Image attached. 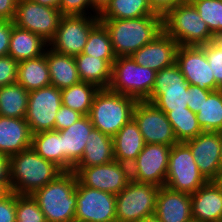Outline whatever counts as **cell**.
Returning <instances> with one entry per match:
<instances>
[{"label":"cell","mask_w":222,"mask_h":222,"mask_svg":"<svg viewBox=\"0 0 222 222\" xmlns=\"http://www.w3.org/2000/svg\"><path fill=\"white\" fill-rule=\"evenodd\" d=\"M9 157L0 153V182H10Z\"/></svg>","instance_id":"48"},{"label":"cell","mask_w":222,"mask_h":222,"mask_svg":"<svg viewBox=\"0 0 222 222\" xmlns=\"http://www.w3.org/2000/svg\"><path fill=\"white\" fill-rule=\"evenodd\" d=\"M211 90L202 89L198 86L189 85L188 88V101L187 105L188 108L193 113H198L200 110L202 104L204 103V100L207 99V97L212 93Z\"/></svg>","instance_id":"43"},{"label":"cell","mask_w":222,"mask_h":222,"mask_svg":"<svg viewBox=\"0 0 222 222\" xmlns=\"http://www.w3.org/2000/svg\"><path fill=\"white\" fill-rule=\"evenodd\" d=\"M144 16H163L154 11L148 0H110L99 19H134Z\"/></svg>","instance_id":"30"},{"label":"cell","mask_w":222,"mask_h":222,"mask_svg":"<svg viewBox=\"0 0 222 222\" xmlns=\"http://www.w3.org/2000/svg\"><path fill=\"white\" fill-rule=\"evenodd\" d=\"M94 129L88 115H83L70 127L60 130L62 135L63 171H73L81 160L87 138Z\"/></svg>","instance_id":"20"},{"label":"cell","mask_w":222,"mask_h":222,"mask_svg":"<svg viewBox=\"0 0 222 222\" xmlns=\"http://www.w3.org/2000/svg\"><path fill=\"white\" fill-rule=\"evenodd\" d=\"M94 16H99L110 3V0H91Z\"/></svg>","instance_id":"49"},{"label":"cell","mask_w":222,"mask_h":222,"mask_svg":"<svg viewBox=\"0 0 222 222\" xmlns=\"http://www.w3.org/2000/svg\"><path fill=\"white\" fill-rule=\"evenodd\" d=\"M214 41L216 43H218L219 45L222 46V31L218 32L215 36H214Z\"/></svg>","instance_id":"54"},{"label":"cell","mask_w":222,"mask_h":222,"mask_svg":"<svg viewBox=\"0 0 222 222\" xmlns=\"http://www.w3.org/2000/svg\"><path fill=\"white\" fill-rule=\"evenodd\" d=\"M140 222H161V221L155 214H152L150 216L145 217Z\"/></svg>","instance_id":"53"},{"label":"cell","mask_w":222,"mask_h":222,"mask_svg":"<svg viewBox=\"0 0 222 222\" xmlns=\"http://www.w3.org/2000/svg\"><path fill=\"white\" fill-rule=\"evenodd\" d=\"M200 47L205 51L216 85L222 89V46L212 40Z\"/></svg>","instance_id":"39"},{"label":"cell","mask_w":222,"mask_h":222,"mask_svg":"<svg viewBox=\"0 0 222 222\" xmlns=\"http://www.w3.org/2000/svg\"><path fill=\"white\" fill-rule=\"evenodd\" d=\"M16 82L28 92L51 85L46 51L40 57L19 62Z\"/></svg>","instance_id":"28"},{"label":"cell","mask_w":222,"mask_h":222,"mask_svg":"<svg viewBox=\"0 0 222 222\" xmlns=\"http://www.w3.org/2000/svg\"><path fill=\"white\" fill-rule=\"evenodd\" d=\"M30 1L37 3V4L47 6V7L59 9L61 0H30Z\"/></svg>","instance_id":"51"},{"label":"cell","mask_w":222,"mask_h":222,"mask_svg":"<svg viewBox=\"0 0 222 222\" xmlns=\"http://www.w3.org/2000/svg\"><path fill=\"white\" fill-rule=\"evenodd\" d=\"M133 119L146 144L173 146L178 143L166 114L154 104L138 101L133 111Z\"/></svg>","instance_id":"16"},{"label":"cell","mask_w":222,"mask_h":222,"mask_svg":"<svg viewBox=\"0 0 222 222\" xmlns=\"http://www.w3.org/2000/svg\"><path fill=\"white\" fill-rule=\"evenodd\" d=\"M32 146V133L25 118L0 116V153L11 157Z\"/></svg>","instance_id":"22"},{"label":"cell","mask_w":222,"mask_h":222,"mask_svg":"<svg viewBox=\"0 0 222 222\" xmlns=\"http://www.w3.org/2000/svg\"><path fill=\"white\" fill-rule=\"evenodd\" d=\"M188 88L189 83L175 63L156 73L154 87L146 101L165 114L172 110H185L188 108Z\"/></svg>","instance_id":"9"},{"label":"cell","mask_w":222,"mask_h":222,"mask_svg":"<svg viewBox=\"0 0 222 222\" xmlns=\"http://www.w3.org/2000/svg\"><path fill=\"white\" fill-rule=\"evenodd\" d=\"M77 207L75 220L82 222H117L116 195L81 185H76Z\"/></svg>","instance_id":"15"},{"label":"cell","mask_w":222,"mask_h":222,"mask_svg":"<svg viewBox=\"0 0 222 222\" xmlns=\"http://www.w3.org/2000/svg\"><path fill=\"white\" fill-rule=\"evenodd\" d=\"M178 47V43L163 31L152 42L134 52L131 57L138 65L159 72L176 63Z\"/></svg>","instance_id":"19"},{"label":"cell","mask_w":222,"mask_h":222,"mask_svg":"<svg viewBox=\"0 0 222 222\" xmlns=\"http://www.w3.org/2000/svg\"><path fill=\"white\" fill-rule=\"evenodd\" d=\"M192 219L198 222H222V191L208 181L191 194Z\"/></svg>","instance_id":"23"},{"label":"cell","mask_w":222,"mask_h":222,"mask_svg":"<svg viewBox=\"0 0 222 222\" xmlns=\"http://www.w3.org/2000/svg\"><path fill=\"white\" fill-rule=\"evenodd\" d=\"M19 63L11 56L0 57V87L16 83Z\"/></svg>","instance_id":"40"},{"label":"cell","mask_w":222,"mask_h":222,"mask_svg":"<svg viewBox=\"0 0 222 222\" xmlns=\"http://www.w3.org/2000/svg\"><path fill=\"white\" fill-rule=\"evenodd\" d=\"M91 0H61L59 11L63 16L69 15H94Z\"/></svg>","instance_id":"41"},{"label":"cell","mask_w":222,"mask_h":222,"mask_svg":"<svg viewBox=\"0 0 222 222\" xmlns=\"http://www.w3.org/2000/svg\"><path fill=\"white\" fill-rule=\"evenodd\" d=\"M176 64L189 85L211 91L220 90L215 83L205 51L200 46H179L176 53Z\"/></svg>","instance_id":"17"},{"label":"cell","mask_w":222,"mask_h":222,"mask_svg":"<svg viewBox=\"0 0 222 222\" xmlns=\"http://www.w3.org/2000/svg\"><path fill=\"white\" fill-rule=\"evenodd\" d=\"M11 193V182H0V201Z\"/></svg>","instance_id":"50"},{"label":"cell","mask_w":222,"mask_h":222,"mask_svg":"<svg viewBox=\"0 0 222 222\" xmlns=\"http://www.w3.org/2000/svg\"><path fill=\"white\" fill-rule=\"evenodd\" d=\"M211 181L222 191V168Z\"/></svg>","instance_id":"52"},{"label":"cell","mask_w":222,"mask_h":222,"mask_svg":"<svg viewBox=\"0 0 222 222\" xmlns=\"http://www.w3.org/2000/svg\"><path fill=\"white\" fill-rule=\"evenodd\" d=\"M29 92L19 83L0 87V116L25 118Z\"/></svg>","instance_id":"31"},{"label":"cell","mask_w":222,"mask_h":222,"mask_svg":"<svg viewBox=\"0 0 222 222\" xmlns=\"http://www.w3.org/2000/svg\"><path fill=\"white\" fill-rule=\"evenodd\" d=\"M82 53L104 59L111 66L116 60L109 32L101 21L91 29Z\"/></svg>","instance_id":"34"},{"label":"cell","mask_w":222,"mask_h":222,"mask_svg":"<svg viewBox=\"0 0 222 222\" xmlns=\"http://www.w3.org/2000/svg\"><path fill=\"white\" fill-rule=\"evenodd\" d=\"M163 31L179 46H201L215 36L189 0L177 3L163 15Z\"/></svg>","instance_id":"4"},{"label":"cell","mask_w":222,"mask_h":222,"mask_svg":"<svg viewBox=\"0 0 222 222\" xmlns=\"http://www.w3.org/2000/svg\"><path fill=\"white\" fill-rule=\"evenodd\" d=\"M167 119L172 125L178 142H185L195 138L203 132L198 123V118L189 108L185 110H172L166 113Z\"/></svg>","instance_id":"36"},{"label":"cell","mask_w":222,"mask_h":222,"mask_svg":"<svg viewBox=\"0 0 222 222\" xmlns=\"http://www.w3.org/2000/svg\"><path fill=\"white\" fill-rule=\"evenodd\" d=\"M72 222H82V221H78V220H75V219H74Z\"/></svg>","instance_id":"57"},{"label":"cell","mask_w":222,"mask_h":222,"mask_svg":"<svg viewBox=\"0 0 222 222\" xmlns=\"http://www.w3.org/2000/svg\"><path fill=\"white\" fill-rule=\"evenodd\" d=\"M11 192L32 195L64 171L45 160L31 147L9 158Z\"/></svg>","instance_id":"2"},{"label":"cell","mask_w":222,"mask_h":222,"mask_svg":"<svg viewBox=\"0 0 222 222\" xmlns=\"http://www.w3.org/2000/svg\"><path fill=\"white\" fill-rule=\"evenodd\" d=\"M159 189L156 185L131 179L116 195L117 222H140L145 217L155 214Z\"/></svg>","instance_id":"8"},{"label":"cell","mask_w":222,"mask_h":222,"mask_svg":"<svg viewBox=\"0 0 222 222\" xmlns=\"http://www.w3.org/2000/svg\"><path fill=\"white\" fill-rule=\"evenodd\" d=\"M83 115L67 106L61 105L60 109L55 116V131H60L70 127Z\"/></svg>","instance_id":"42"},{"label":"cell","mask_w":222,"mask_h":222,"mask_svg":"<svg viewBox=\"0 0 222 222\" xmlns=\"http://www.w3.org/2000/svg\"><path fill=\"white\" fill-rule=\"evenodd\" d=\"M74 58L81 81L94 84L99 89H108L112 66L106 60L83 53Z\"/></svg>","instance_id":"29"},{"label":"cell","mask_w":222,"mask_h":222,"mask_svg":"<svg viewBox=\"0 0 222 222\" xmlns=\"http://www.w3.org/2000/svg\"><path fill=\"white\" fill-rule=\"evenodd\" d=\"M99 20L109 32L116 57L131 56L163 32V16Z\"/></svg>","instance_id":"1"},{"label":"cell","mask_w":222,"mask_h":222,"mask_svg":"<svg viewBox=\"0 0 222 222\" xmlns=\"http://www.w3.org/2000/svg\"><path fill=\"white\" fill-rule=\"evenodd\" d=\"M220 163L222 168V132H221V153H220Z\"/></svg>","instance_id":"55"},{"label":"cell","mask_w":222,"mask_h":222,"mask_svg":"<svg viewBox=\"0 0 222 222\" xmlns=\"http://www.w3.org/2000/svg\"><path fill=\"white\" fill-rule=\"evenodd\" d=\"M48 47L49 43L41 36L14 25L10 36L8 56L19 63L40 57L45 54Z\"/></svg>","instance_id":"25"},{"label":"cell","mask_w":222,"mask_h":222,"mask_svg":"<svg viewBox=\"0 0 222 222\" xmlns=\"http://www.w3.org/2000/svg\"><path fill=\"white\" fill-rule=\"evenodd\" d=\"M145 144L138 125L132 118L113 136L114 159L130 165L143 150Z\"/></svg>","instance_id":"24"},{"label":"cell","mask_w":222,"mask_h":222,"mask_svg":"<svg viewBox=\"0 0 222 222\" xmlns=\"http://www.w3.org/2000/svg\"><path fill=\"white\" fill-rule=\"evenodd\" d=\"M197 9L199 15L216 35L222 31V0H189Z\"/></svg>","instance_id":"37"},{"label":"cell","mask_w":222,"mask_h":222,"mask_svg":"<svg viewBox=\"0 0 222 222\" xmlns=\"http://www.w3.org/2000/svg\"><path fill=\"white\" fill-rule=\"evenodd\" d=\"M99 88L91 83L80 81L61 90L62 105L82 115H89L92 102Z\"/></svg>","instance_id":"32"},{"label":"cell","mask_w":222,"mask_h":222,"mask_svg":"<svg viewBox=\"0 0 222 222\" xmlns=\"http://www.w3.org/2000/svg\"><path fill=\"white\" fill-rule=\"evenodd\" d=\"M99 21V17L94 15L62 16L49 48L62 55L81 54L91 29Z\"/></svg>","instance_id":"10"},{"label":"cell","mask_w":222,"mask_h":222,"mask_svg":"<svg viewBox=\"0 0 222 222\" xmlns=\"http://www.w3.org/2000/svg\"><path fill=\"white\" fill-rule=\"evenodd\" d=\"M62 16L59 9L30 0H18L13 23L21 29L41 36L49 43L56 35Z\"/></svg>","instance_id":"11"},{"label":"cell","mask_w":222,"mask_h":222,"mask_svg":"<svg viewBox=\"0 0 222 222\" xmlns=\"http://www.w3.org/2000/svg\"><path fill=\"white\" fill-rule=\"evenodd\" d=\"M148 1L156 13L164 15L177 3L183 2L184 0H148Z\"/></svg>","instance_id":"47"},{"label":"cell","mask_w":222,"mask_h":222,"mask_svg":"<svg viewBox=\"0 0 222 222\" xmlns=\"http://www.w3.org/2000/svg\"><path fill=\"white\" fill-rule=\"evenodd\" d=\"M207 182L198 169L190 148L184 142L173 145L169 153L165 186L191 195Z\"/></svg>","instance_id":"7"},{"label":"cell","mask_w":222,"mask_h":222,"mask_svg":"<svg viewBox=\"0 0 222 222\" xmlns=\"http://www.w3.org/2000/svg\"><path fill=\"white\" fill-rule=\"evenodd\" d=\"M189 222H198V221H197V220H193V219H192V220H190Z\"/></svg>","instance_id":"56"},{"label":"cell","mask_w":222,"mask_h":222,"mask_svg":"<svg viewBox=\"0 0 222 222\" xmlns=\"http://www.w3.org/2000/svg\"><path fill=\"white\" fill-rule=\"evenodd\" d=\"M34 151L63 170L62 135L59 131L50 130L32 134Z\"/></svg>","instance_id":"33"},{"label":"cell","mask_w":222,"mask_h":222,"mask_svg":"<svg viewBox=\"0 0 222 222\" xmlns=\"http://www.w3.org/2000/svg\"><path fill=\"white\" fill-rule=\"evenodd\" d=\"M13 26L14 23L11 20H0V57L8 55Z\"/></svg>","instance_id":"45"},{"label":"cell","mask_w":222,"mask_h":222,"mask_svg":"<svg viewBox=\"0 0 222 222\" xmlns=\"http://www.w3.org/2000/svg\"><path fill=\"white\" fill-rule=\"evenodd\" d=\"M61 105V90L55 86L30 91L25 120L31 133L54 130L55 116Z\"/></svg>","instance_id":"12"},{"label":"cell","mask_w":222,"mask_h":222,"mask_svg":"<svg viewBox=\"0 0 222 222\" xmlns=\"http://www.w3.org/2000/svg\"><path fill=\"white\" fill-rule=\"evenodd\" d=\"M114 160L113 137L93 129L87 138L83 156L74 167H93Z\"/></svg>","instance_id":"26"},{"label":"cell","mask_w":222,"mask_h":222,"mask_svg":"<svg viewBox=\"0 0 222 222\" xmlns=\"http://www.w3.org/2000/svg\"><path fill=\"white\" fill-rule=\"evenodd\" d=\"M46 59L52 86L62 90L81 81L74 56L59 54L48 47Z\"/></svg>","instance_id":"27"},{"label":"cell","mask_w":222,"mask_h":222,"mask_svg":"<svg viewBox=\"0 0 222 222\" xmlns=\"http://www.w3.org/2000/svg\"><path fill=\"white\" fill-rule=\"evenodd\" d=\"M0 222H16V193L0 201Z\"/></svg>","instance_id":"44"},{"label":"cell","mask_w":222,"mask_h":222,"mask_svg":"<svg viewBox=\"0 0 222 222\" xmlns=\"http://www.w3.org/2000/svg\"><path fill=\"white\" fill-rule=\"evenodd\" d=\"M196 116L203 131L222 132V89L213 91L204 100Z\"/></svg>","instance_id":"35"},{"label":"cell","mask_w":222,"mask_h":222,"mask_svg":"<svg viewBox=\"0 0 222 222\" xmlns=\"http://www.w3.org/2000/svg\"><path fill=\"white\" fill-rule=\"evenodd\" d=\"M184 143L190 148L200 172L211 181L221 169V132L203 131Z\"/></svg>","instance_id":"18"},{"label":"cell","mask_w":222,"mask_h":222,"mask_svg":"<svg viewBox=\"0 0 222 222\" xmlns=\"http://www.w3.org/2000/svg\"><path fill=\"white\" fill-rule=\"evenodd\" d=\"M16 222H47L31 195L16 194Z\"/></svg>","instance_id":"38"},{"label":"cell","mask_w":222,"mask_h":222,"mask_svg":"<svg viewBox=\"0 0 222 222\" xmlns=\"http://www.w3.org/2000/svg\"><path fill=\"white\" fill-rule=\"evenodd\" d=\"M138 101L109 89H99L95 94L89 117L94 129L113 137L133 118Z\"/></svg>","instance_id":"5"},{"label":"cell","mask_w":222,"mask_h":222,"mask_svg":"<svg viewBox=\"0 0 222 222\" xmlns=\"http://www.w3.org/2000/svg\"><path fill=\"white\" fill-rule=\"evenodd\" d=\"M18 0H0V20L13 21Z\"/></svg>","instance_id":"46"},{"label":"cell","mask_w":222,"mask_h":222,"mask_svg":"<svg viewBox=\"0 0 222 222\" xmlns=\"http://www.w3.org/2000/svg\"><path fill=\"white\" fill-rule=\"evenodd\" d=\"M171 147L165 144H145L130 164L131 179L158 187L165 186Z\"/></svg>","instance_id":"14"},{"label":"cell","mask_w":222,"mask_h":222,"mask_svg":"<svg viewBox=\"0 0 222 222\" xmlns=\"http://www.w3.org/2000/svg\"><path fill=\"white\" fill-rule=\"evenodd\" d=\"M77 181L93 189L119 194L130 182V165L116 160L93 167H74Z\"/></svg>","instance_id":"13"},{"label":"cell","mask_w":222,"mask_h":222,"mask_svg":"<svg viewBox=\"0 0 222 222\" xmlns=\"http://www.w3.org/2000/svg\"><path fill=\"white\" fill-rule=\"evenodd\" d=\"M156 71L138 65L131 56L117 57L112 64L108 89L137 101H146L155 83Z\"/></svg>","instance_id":"6"},{"label":"cell","mask_w":222,"mask_h":222,"mask_svg":"<svg viewBox=\"0 0 222 222\" xmlns=\"http://www.w3.org/2000/svg\"><path fill=\"white\" fill-rule=\"evenodd\" d=\"M155 215L161 222H189L192 220L191 195L161 186Z\"/></svg>","instance_id":"21"},{"label":"cell","mask_w":222,"mask_h":222,"mask_svg":"<svg viewBox=\"0 0 222 222\" xmlns=\"http://www.w3.org/2000/svg\"><path fill=\"white\" fill-rule=\"evenodd\" d=\"M76 185L75 173L64 171L31 195L45 215L47 222H72L75 219Z\"/></svg>","instance_id":"3"}]
</instances>
